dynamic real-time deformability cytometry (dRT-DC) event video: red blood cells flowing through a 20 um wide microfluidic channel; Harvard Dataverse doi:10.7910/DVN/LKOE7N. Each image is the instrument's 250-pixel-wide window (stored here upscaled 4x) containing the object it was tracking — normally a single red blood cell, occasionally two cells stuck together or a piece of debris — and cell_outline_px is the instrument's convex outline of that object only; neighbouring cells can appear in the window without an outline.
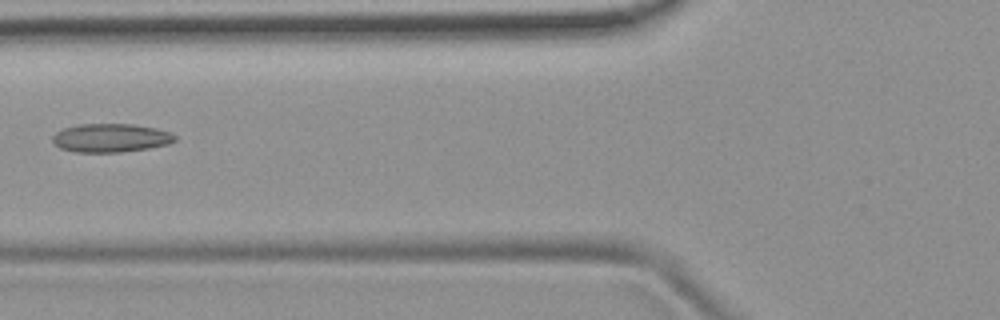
{"species": "common noctule bat (a hibernating species)", "species_latin": "Nyctalus noctula", "temperature_condition": "room temperature", "stored_images_in_passage": 4, "camera_frame_rate_fps": 3000, "um_per_image_px": 0.085, "animal": {"sex": "female", "body_mass_g": 19.9}, "frame": {"image": 1, "passage_image": 3, "time_ms": 2.333, "image_size_px": [1000, 320], "cell_outline_px": [[176, 140], [168, 144], [148, 148], [120, 152], [76, 152], [60, 148], [52, 140], [52, 136], [56, 132], [64, 128], [76, 124], [132, 124], [156, 128], [172, 132], [176, 136]], "centroid_in_image_um": [9.42, 11.71], "position_along_channel_um": 116.4, "area_um2": 20.4}}
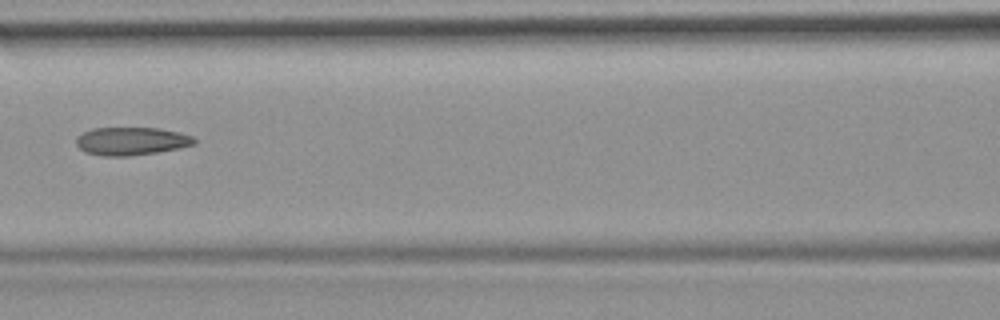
{"frame": {"image": 2, "passage_image": 4, "time_ms": 3.333, "image_size_px": [1000, 320], "cell_outline_px": [[196, 144], [180, 148], [156, 152], [128, 156], [104, 156], [84, 152], [76, 144], [76, 140], [84, 132], [92, 128], [160, 128], [192, 136], [196, 140]], "centroid_in_image_um": [11.17, 12.0], "position_along_channel_um": 155.4, "area_um2": 19.13}}